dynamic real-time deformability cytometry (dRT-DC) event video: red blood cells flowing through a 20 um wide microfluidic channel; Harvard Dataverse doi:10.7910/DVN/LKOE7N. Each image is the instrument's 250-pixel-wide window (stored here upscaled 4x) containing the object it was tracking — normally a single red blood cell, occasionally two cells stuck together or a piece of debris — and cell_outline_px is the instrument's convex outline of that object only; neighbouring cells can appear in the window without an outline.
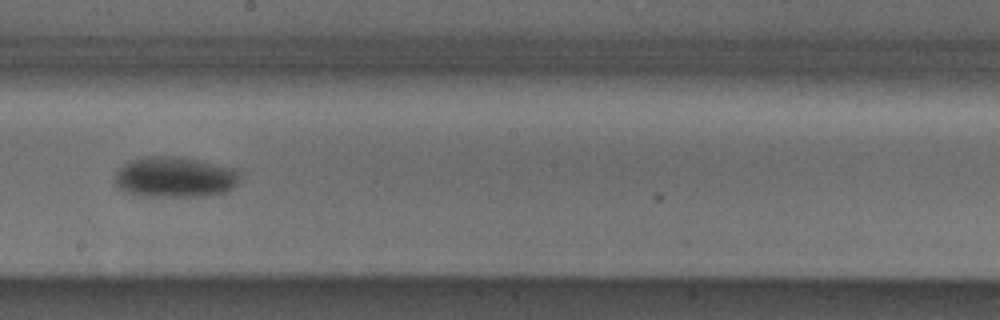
{"species": "Egyptian fruit bat (a non-hibernating species)", "species_latin": "Rousettus aegyptiacus", "temperature_condition": "cold", "stored_images_in_passage": 42, "camera_frame_rate_fps": 3000, "um_per_image_px": 0.085, "animal": {"sex": "male"}, "frame": {"image": 1, "passage_image": 19, "time_ms": 6.0, "image_size_px": [1000, 320], "cell_outline_px": [[236, 184], [228, 192], [200, 196], [148, 196], [128, 192], [116, 188], [116, 172], [120, 168], [132, 160], [148, 156], [172, 156], [192, 160], [228, 168], [236, 172]], "centroid_in_image_um": [14.78, 15.08], "position_along_channel_um": 233.4, "area_um2": 28.5}}
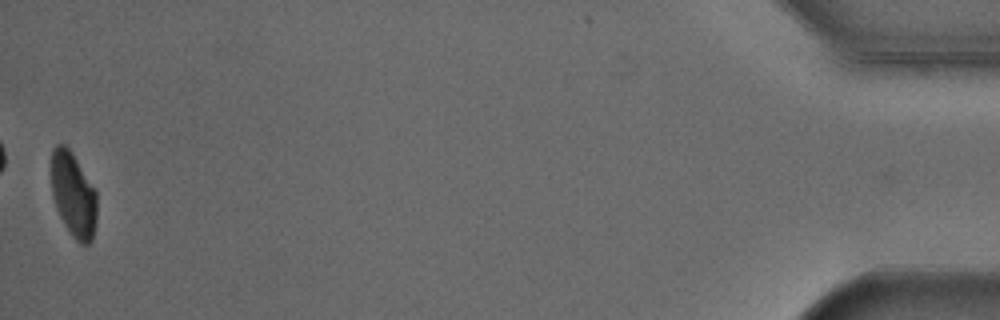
{"frame": {"image": 2, "passage_image": 42, "time_ms": 13.667, "image_size_px": [1000, 320], "cell_outline_px": [[96, 224], [92, 240], [88, 244], [80, 244], [72, 236], [60, 216], [56, 208], [52, 196], [52, 148], [56, 144], [64, 144], [68, 148], [96, 192]], "centroid_in_image_um": [6.23, 16.59], "position_along_channel_um": 429.0, "area_um2": 22.08}, "authors_computed_cell_mechanics": {"area_um2": 27.8307, "velocity_mm_per_s": 3.8445, "shape_relaxation_time_tau1_ms": 3.6654, "shape_relaxation_time_tau2_ms": 8.5924, "deformation_change_tau1": 0.1094, "deformation_change_tau2": 0.0682}}